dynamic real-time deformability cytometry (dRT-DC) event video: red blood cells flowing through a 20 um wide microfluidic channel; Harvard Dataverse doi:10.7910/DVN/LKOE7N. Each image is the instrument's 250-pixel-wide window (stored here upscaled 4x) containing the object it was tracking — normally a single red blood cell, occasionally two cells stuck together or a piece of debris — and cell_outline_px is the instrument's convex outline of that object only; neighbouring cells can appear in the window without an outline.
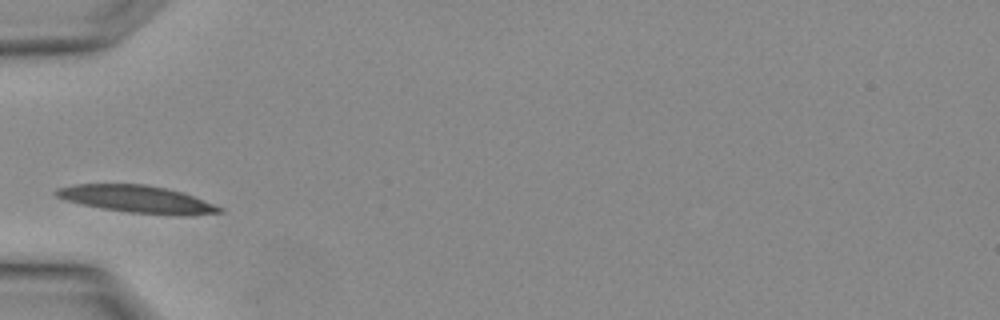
{"species": "Egyptian fruit bat (a non-hibernating species)", "species_latin": "Rousettus aegyptiacus", "temperature_condition": "warm", "stored_images_in_passage": 1, "camera_frame_rate_fps": 3000, "um_per_image_px": 0.085, "animal": {"sex": "female"}, "frame": {"image": 1, "passage_image": 1, "time_ms": 0.0, "image_size_px": [1000, 320], "cell_outline_px": [[224, 212], [188, 216], [176, 216], [128, 212], [100, 208], [64, 200], [56, 196], [52, 192], [56, 188], [72, 184], [148, 184], [168, 188], [216, 204], [224, 208]], "centroid_in_image_um": [11.66, 16.93], "position_along_channel_um": 73.3, "area_um2": 26.41}}